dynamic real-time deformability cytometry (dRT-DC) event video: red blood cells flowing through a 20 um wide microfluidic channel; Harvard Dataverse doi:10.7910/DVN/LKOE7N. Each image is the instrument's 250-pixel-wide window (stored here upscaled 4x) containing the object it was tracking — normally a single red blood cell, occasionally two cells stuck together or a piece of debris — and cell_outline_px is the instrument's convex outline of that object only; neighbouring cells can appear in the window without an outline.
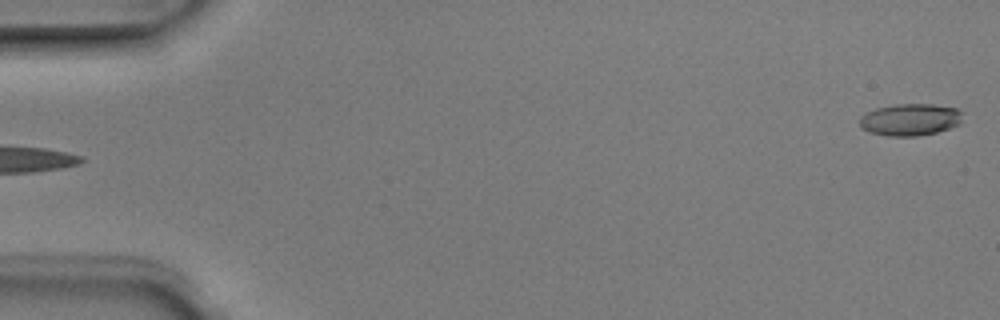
{"species": "Egyptian fruit bat (a non-hibernating species)", "species_latin": "Rousettus aegyptiacus", "temperature_condition": "room temperature", "stored_images_in_passage": 4, "segment_of_instrument_passage": [2, 2], "camera_frame_rate_fps": 3000, "um_per_image_px": 0.085, "animal": {"sex": "male"}, "frame": {"image": 1, "passage_image": 4, "time_ms": 1.0, "image_size_px": [1000, 320], "cell_outline_px": [[964, 112], [960, 124], [936, 132], [920, 136], [888, 136], [868, 132], [860, 128], [860, 116], [876, 108], [896, 104], [932, 104], [956, 108]], "centroid_in_image_um": [77.37, 10.17], "position_along_channel_um": 7.6, "area_um2": 19.36}}